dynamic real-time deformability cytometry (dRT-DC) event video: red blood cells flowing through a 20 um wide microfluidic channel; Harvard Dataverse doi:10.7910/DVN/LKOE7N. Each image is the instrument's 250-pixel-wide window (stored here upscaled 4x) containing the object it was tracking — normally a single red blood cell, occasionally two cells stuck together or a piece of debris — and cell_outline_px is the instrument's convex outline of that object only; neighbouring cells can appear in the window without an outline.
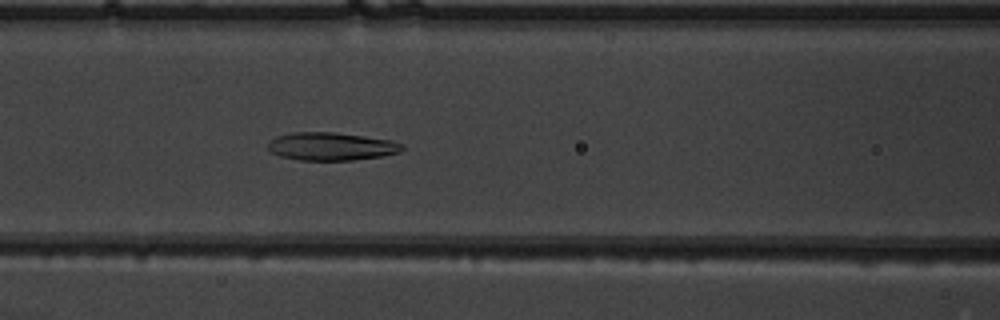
{"species": "common noctule bat (a hibernating species)", "species_latin": "Nyctalus noctula", "temperature_condition": "warm", "stored_images_in_passage": 39, "camera_frame_rate_fps": 3000, "um_per_image_px": 0.085, "animal": {"sex": "male", "body_mass_g": 19.5, "forearm_length_mm": 54.6}, "frame": {"image": 1, "passage_image": 10, "time_ms": 3.0, "image_size_px": [1000, 320], "cell_outline_px": [[404, 148], [400, 152], [380, 156], [352, 160], [300, 160], [280, 156], [272, 152], [268, 148], [268, 144], [276, 136], [296, 132], [332, 132], [392, 140], [404, 144]], "centroid_in_image_um": [28.18, 12.44], "position_along_channel_um": 138.4, "area_um2": 21.68}}
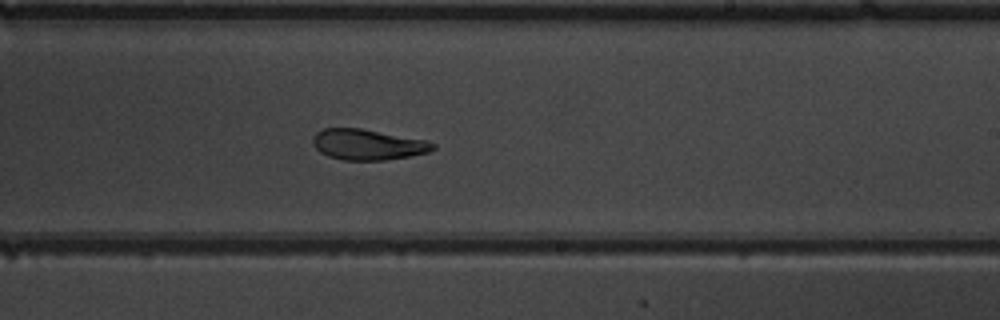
{"frame": {"image": 2, "passage_image": 19, "time_ms": 6.0, "image_size_px": [1000, 320], "cell_outline_px": [[436, 148], [428, 152], [408, 156], [384, 160], [344, 160], [328, 156], [320, 152], [312, 144], [312, 136], [316, 132], [324, 128], [360, 128], [428, 140], [436, 144]], "centroid_in_image_um": [31.25, 12.28], "position_along_channel_um": 257.8, "area_um2": 21.56}}
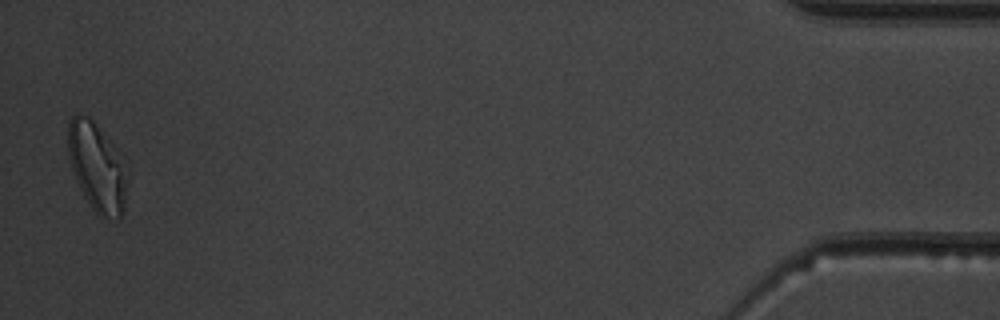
{"frame": {"image": 3, "passage_image": 38, "time_ms": 12.333, "image_size_px": [1000, 320], "cell_outline_px": [[124, 208], [120, 220], [104, 220], [92, 208], [84, 196], [76, 180], [68, 156], [68, 120], [76, 112], [80, 112], [88, 116], [96, 124], [120, 152], [124, 184]], "centroid_in_image_um": [8.19, 14.19], "position_along_channel_um": 427.0, "area_um2": 30.17}, "authors_computed_cell_mechanics": {"area_um2": 22.1374, "velocity_mm_per_s": 3.9943, "shape_relaxation_time_tau1_ms": 7.6613, "shape_relaxation_time_tau2_ms": 2.2948, "deformation_change_tau1": 0.2338, "deformation_change_tau2": 0.106}}